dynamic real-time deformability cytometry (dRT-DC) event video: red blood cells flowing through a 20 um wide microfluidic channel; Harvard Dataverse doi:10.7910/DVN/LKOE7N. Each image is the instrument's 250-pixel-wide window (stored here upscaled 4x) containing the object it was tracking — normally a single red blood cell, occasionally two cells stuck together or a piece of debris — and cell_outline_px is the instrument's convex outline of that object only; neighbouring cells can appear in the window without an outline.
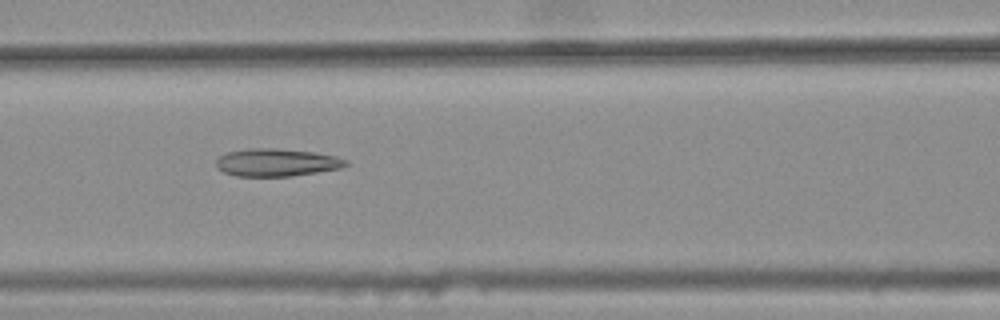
{"species": "common noctule bat (a hibernating species)", "species_latin": "Nyctalus noctula", "temperature_condition": "warm", "stored_images_in_passage": 46, "camera_frame_rate_fps": 3000, "um_per_image_px": 0.085, "animal": {"sex": "female", "body_mass_g": 25.1}, "frame": {"image": 1, "passage_image": 22, "time_ms": 7.0, "image_size_px": [1000, 320], "cell_outline_px": [[348, 164], [340, 168], [292, 176], [236, 176], [224, 172], [216, 168], [216, 160], [220, 156], [228, 152], [248, 148], [276, 148], [312, 152], [336, 156], [348, 160]], "centroid_in_image_um": [23.49, 13.81], "position_along_channel_um": 143.1, "area_um2": 20.87}}
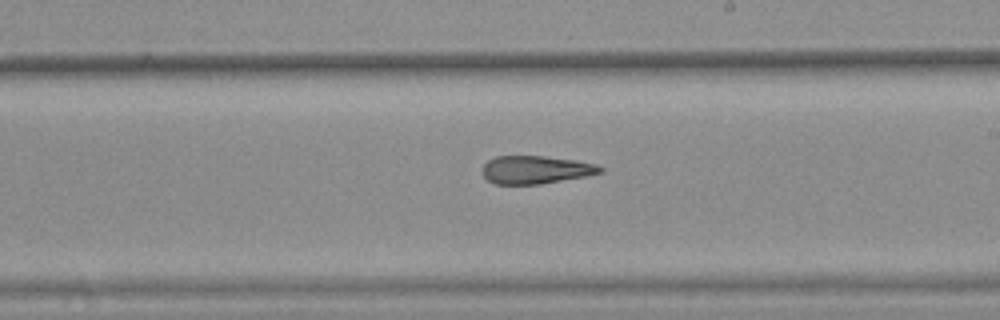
{"frame": {"image": 2, "passage_image": 30, "time_ms": 9.667, "image_size_px": [1000, 320], "cell_outline_px": [[604, 172], [584, 176], [540, 184], [496, 184], [488, 180], [480, 172], [484, 164], [488, 160], [496, 156], [544, 156], [576, 160], [596, 164], [604, 168]], "centroid_in_image_um": [45.52, 14.42], "position_along_channel_um": 243.5, "area_um2": 19.25}}
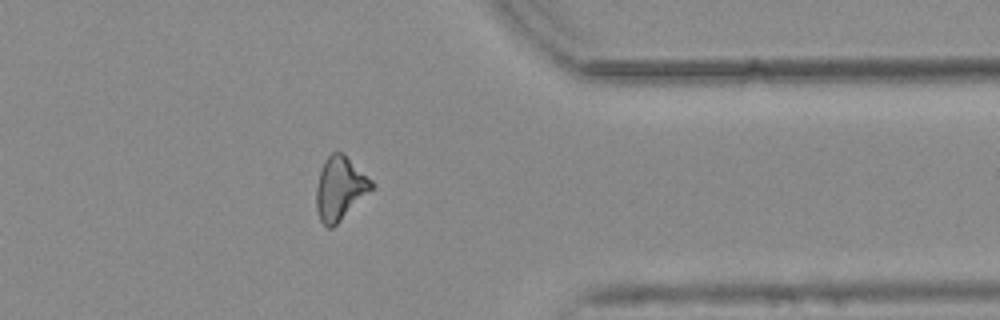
{"frame": {"image": 3, "passage_image": 42, "time_ms": 13.667, "image_size_px": [1000, 320], "cell_outline_px": [[376, 184], [332, 228], [328, 228], [320, 220], [316, 208], [316, 188], [320, 172], [324, 160], [332, 152], [344, 152]], "centroid_in_image_um": [28.88, 15.97], "position_along_channel_um": 382.5, "area_um2": 20.17}, "authors_computed_cell_mechanics": {"area_um2": 20.5768, "velocity_mm_per_s": 3.7767, "shape_relaxation_time_tau1_ms": null, "shape_relaxation_time_tau2_ms": 3.7164, "deformation_change_tau1": null, "deformation_change_tau2": 0.1448}}